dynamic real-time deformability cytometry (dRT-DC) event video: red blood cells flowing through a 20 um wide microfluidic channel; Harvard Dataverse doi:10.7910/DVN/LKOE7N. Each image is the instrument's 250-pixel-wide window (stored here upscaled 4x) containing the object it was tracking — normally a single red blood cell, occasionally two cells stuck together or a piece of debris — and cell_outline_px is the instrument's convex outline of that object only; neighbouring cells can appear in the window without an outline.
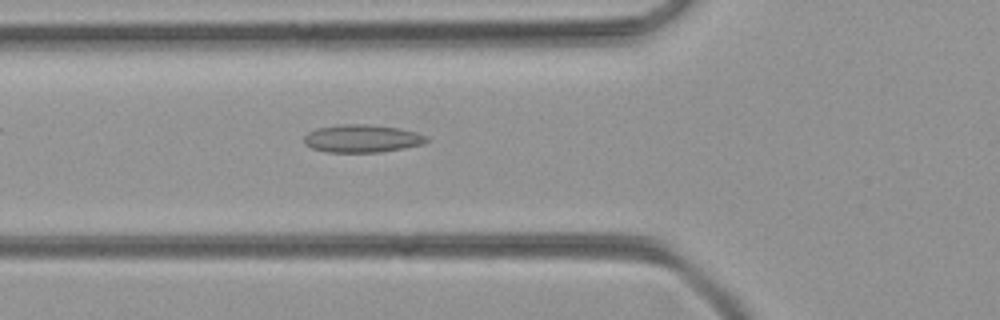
{"species": "common noctule bat (a hibernating species)", "species_latin": "Nyctalus noctula", "temperature_condition": "room temperature", "stored_images_in_passage": 43, "camera_frame_rate_fps": 3000, "um_per_image_px": 0.085, "animal": {"sex": "female", "body_mass_g": 21.9}, "frame": {"image": 1, "passage_image": 11, "time_ms": 3.333, "image_size_px": [1000, 320], "cell_outline_px": [[428, 140], [424, 144], [404, 148], [380, 152], [324, 152], [312, 148], [304, 144], [304, 136], [308, 132], [316, 128], [340, 124], [368, 124], [400, 128], [416, 132], [428, 136]], "centroid_in_image_um": [30.77, 11.77], "position_along_channel_um": 95.0, "area_um2": 20.06}}
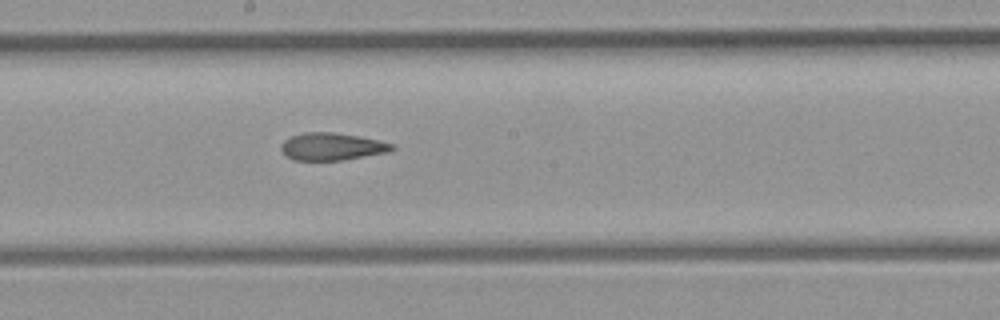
{"frame": {"image": 2, "passage_image": 20, "time_ms": 6.333, "image_size_px": [1000, 320], "cell_outline_px": [[396, 148], [388, 152], [340, 160], [292, 160], [280, 148], [284, 140], [292, 136], [304, 132], [332, 132], [360, 136], [396, 144]], "centroid_in_image_um": [28.24, 12.45], "position_along_channel_um": 220.0, "area_um2": 17.63}}
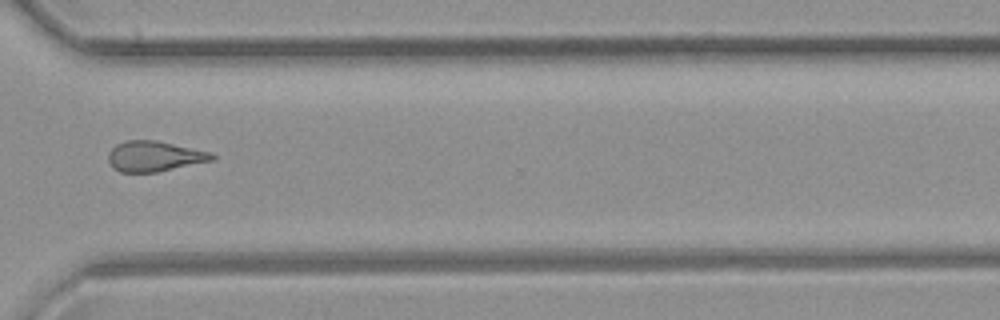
{"frame": {"image": 3, "passage_image": 30, "time_ms": 9.667, "image_size_px": [1000, 320], "cell_outline_px": [[216, 160], [156, 172], [120, 172], [112, 168], [108, 160], [108, 152], [116, 144], [128, 140], [156, 140], [212, 152], [216, 156]], "centroid_in_image_um": [13.14, 13.28], "position_along_channel_um": 357.5, "area_um2": 18.55}}